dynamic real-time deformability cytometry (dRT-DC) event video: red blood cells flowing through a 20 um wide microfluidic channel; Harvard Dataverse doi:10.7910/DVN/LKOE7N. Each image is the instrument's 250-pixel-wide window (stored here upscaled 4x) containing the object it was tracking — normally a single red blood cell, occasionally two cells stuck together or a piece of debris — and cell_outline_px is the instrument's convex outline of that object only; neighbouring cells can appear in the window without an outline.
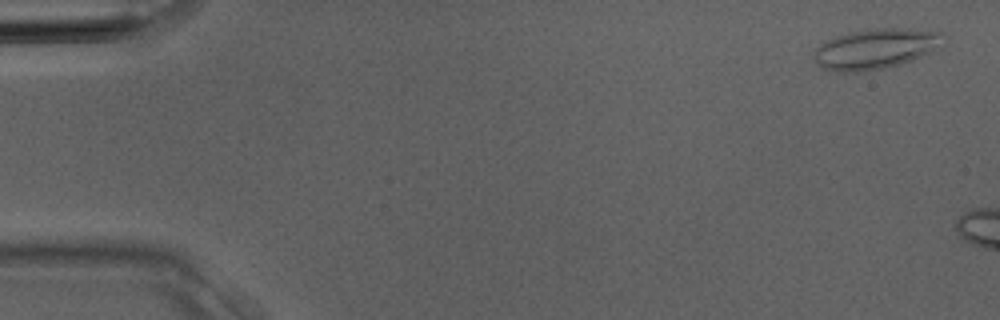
{"species": "Egyptian fruit bat (a non-hibernating species)", "species_latin": "Rousettus aegyptiacus", "temperature_condition": "room temperature", "stored_images_in_passage": 2, "camera_frame_rate_fps": 3000, "um_per_image_px": 0.085, "animal": {"sex": "male"}, "frame": {"image": 1, "passage_image": 1, "time_ms": 0.0, "image_size_px": [1000, 320], "cell_outline_px": [[944, 32], [928, 52], [912, 60], [900, 64], [884, 68], [864, 72], [840, 72], [820, 68], [812, 60], [812, 52], [820, 44], [836, 36], [848, 32], [876, 28], [908, 28]], "centroid_in_image_um": [74.26, 4.16], "position_along_channel_um": 10.7, "area_um2": 30.06}}